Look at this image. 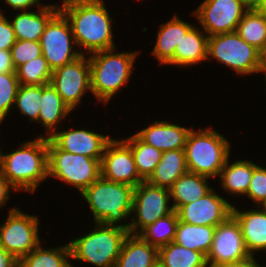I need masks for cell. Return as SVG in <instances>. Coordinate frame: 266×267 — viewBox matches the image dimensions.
<instances>
[{
  "label": "cell",
  "instance_id": "22",
  "mask_svg": "<svg viewBox=\"0 0 266 267\" xmlns=\"http://www.w3.org/2000/svg\"><path fill=\"white\" fill-rule=\"evenodd\" d=\"M193 26L179 18L178 14L159 26L156 43L151 53L158 59L160 65H166L174 57L177 44Z\"/></svg>",
  "mask_w": 266,
  "mask_h": 267
},
{
  "label": "cell",
  "instance_id": "11",
  "mask_svg": "<svg viewBox=\"0 0 266 267\" xmlns=\"http://www.w3.org/2000/svg\"><path fill=\"white\" fill-rule=\"evenodd\" d=\"M40 44L52 71L82 56L74 47L77 45L70 24L60 11L46 25Z\"/></svg>",
  "mask_w": 266,
  "mask_h": 267
},
{
  "label": "cell",
  "instance_id": "46",
  "mask_svg": "<svg viewBox=\"0 0 266 267\" xmlns=\"http://www.w3.org/2000/svg\"><path fill=\"white\" fill-rule=\"evenodd\" d=\"M255 10L266 12V0H260L259 6Z\"/></svg>",
  "mask_w": 266,
  "mask_h": 267
},
{
  "label": "cell",
  "instance_id": "40",
  "mask_svg": "<svg viewBox=\"0 0 266 267\" xmlns=\"http://www.w3.org/2000/svg\"><path fill=\"white\" fill-rule=\"evenodd\" d=\"M40 2L41 0H4V3L13 8L14 11H29V8L32 10L31 8H34V6L39 8L46 6V4L44 5L42 2L40 4Z\"/></svg>",
  "mask_w": 266,
  "mask_h": 267
},
{
  "label": "cell",
  "instance_id": "9",
  "mask_svg": "<svg viewBox=\"0 0 266 267\" xmlns=\"http://www.w3.org/2000/svg\"><path fill=\"white\" fill-rule=\"evenodd\" d=\"M8 216L0 224V245L17 260L29 254L40 243V222L36 215L10 208Z\"/></svg>",
  "mask_w": 266,
  "mask_h": 267
},
{
  "label": "cell",
  "instance_id": "42",
  "mask_svg": "<svg viewBox=\"0 0 266 267\" xmlns=\"http://www.w3.org/2000/svg\"><path fill=\"white\" fill-rule=\"evenodd\" d=\"M15 72L10 50L0 49V74Z\"/></svg>",
  "mask_w": 266,
  "mask_h": 267
},
{
  "label": "cell",
  "instance_id": "30",
  "mask_svg": "<svg viewBox=\"0 0 266 267\" xmlns=\"http://www.w3.org/2000/svg\"><path fill=\"white\" fill-rule=\"evenodd\" d=\"M158 261L163 267H208L206 256L170 242L158 249Z\"/></svg>",
  "mask_w": 266,
  "mask_h": 267
},
{
  "label": "cell",
  "instance_id": "47",
  "mask_svg": "<svg viewBox=\"0 0 266 267\" xmlns=\"http://www.w3.org/2000/svg\"><path fill=\"white\" fill-rule=\"evenodd\" d=\"M260 55H261V59H262L263 63L266 66V42H265V45H264L262 51L260 52Z\"/></svg>",
  "mask_w": 266,
  "mask_h": 267
},
{
  "label": "cell",
  "instance_id": "36",
  "mask_svg": "<svg viewBox=\"0 0 266 267\" xmlns=\"http://www.w3.org/2000/svg\"><path fill=\"white\" fill-rule=\"evenodd\" d=\"M20 86L16 72L0 74V125L6 120L11 108H14L15 98Z\"/></svg>",
  "mask_w": 266,
  "mask_h": 267
},
{
  "label": "cell",
  "instance_id": "29",
  "mask_svg": "<svg viewBox=\"0 0 266 267\" xmlns=\"http://www.w3.org/2000/svg\"><path fill=\"white\" fill-rule=\"evenodd\" d=\"M41 244L19 260L20 267H75L70 261L68 243L48 249Z\"/></svg>",
  "mask_w": 266,
  "mask_h": 267
},
{
  "label": "cell",
  "instance_id": "10",
  "mask_svg": "<svg viewBox=\"0 0 266 267\" xmlns=\"http://www.w3.org/2000/svg\"><path fill=\"white\" fill-rule=\"evenodd\" d=\"M170 190L154 186L147 181L141 182L133 190L132 215L129 233L138 235L145 227L159 218L171 214L174 209Z\"/></svg>",
  "mask_w": 266,
  "mask_h": 267
},
{
  "label": "cell",
  "instance_id": "24",
  "mask_svg": "<svg viewBox=\"0 0 266 267\" xmlns=\"http://www.w3.org/2000/svg\"><path fill=\"white\" fill-rule=\"evenodd\" d=\"M158 261V249L139 235L128 234L114 267H150Z\"/></svg>",
  "mask_w": 266,
  "mask_h": 267
},
{
  "label": "cell",
  "instance_id": "8",
  "mask_svg": "<svg viewBox=\"0 0 266 267\" xmlns=\"http://www.w3.org/2000/svg\"><path fill=\"white\" fill-rule=\"evenodd\" d=\"M101 160L61 150L48 138V177L67 183L80 193L101 176Z\"/></svg>",
  "mask_w": 266,
  "mask_h": 267
},
{
  "label": "cell",
  "instance_id": "1",
  "mask_svg": "<svg viewBox=\"0 0 266 267\" xmlns=\"http://www.w3.org/2000/svg\"><path fill=\"white\" fill-rule=\"evenodd\" d=\"M59 11L68 20L77 48L83 49L82 55L116 48L114 19L104 0H62Z\"/></svg>",
  "mask_w": 266,
  "mask_h": 267
},
{
  "label": "cell",
  "instance_id": "39",
  "mask_svg": "<svg viewBox=\"0 0 266 267\" xmlns=\"http://www.w3.org/2000/svg\"><path fill=\"white\" fill-rule=\"evenodd\" d=\"M15 42L16 37L12 25L0 9V49L10 50Z\"/></svg>",
  "mask_w": 266,
  "mask_h": 267
},
{
  "label": "cell",
  "instance_id": "35",
  "mask_svg": "<svg viewBox=\"0 0 266 267\" xmlns=\"http://www.w3.org/2000/svg\"><path fill=\"white\" fill-rule=\"evenodd\" d=\"M41 100V85H22L20 84L15 103L20 114L27 116L30 123H37Z\"/></svg>",
  "mask_w": 266,
  "mask_h": 267
},
{
  "label": "cell",
  "instance_id": "13",
  "mask_svg": "<svg viewBox=\"0 0 266 267\" xmlns=\"http://www.w3.org/2000/svg\"><path fill=\"white\" fill-rule=\"evenodd\" d=\"M50 84L71 108L80 105L84 94L91 92L89 59L82 55L71 63L53 70Z\"/></svg>",
  "mask_w": 266,
  "mask_h": 267
},
{
  "label": "cell",
  "instance_id": "31",
  "mask_svg": "<svg viewBox=\"0 0 266 267\" xmlns=\"http://www.w3.org/2000/svg\"><path fill=\"white\" fill-rule=\"evenodd\" d=\"M123 140L132 151L139 176L146 181L160 163L163 152L143 142L136 134Z\"/></svg>",
  "mask_w": 266,
  "mask_h": 267
},
{
  "label": "cell",
  "instance_id": "20",
  "mask_svg": "<svg viewBox=\"0 0 266 267\" xmlns=\"http://www.w3.org/2000/svg\"><path fill=\"white\" fill-rule=\"evenodd\" d=\"M59 12V5L46 6L31 11H21L9 19L16 40L40 41L48 22Z\"/></svg>",
  "mask_w": 266,
  "mask_h": 267
},
{
  "label": "cell",
  "instance_id": "37",
  "mask_svg": "<svg viewBox=\"0 0 266 267\" xmlns=\"http://www.w3.org/2000/svg\"><path fill=\"white\" fill-rule=\"evenodd\" d=\"M10 52L15 70L42 55L40 41L16 40Z\"/></svg>",
  "mask_w": 266,
  "mask_h": 267
},
{
  "label": "cell",
  "instance_id": "5",
  "mask_svg": "<svg viewBox=\"0 0 266 267\" xmlns=\"http://www.w3.org/2000/svg\"><path fill=\"white\" fill-rule=\"evenodd\" d=\"M231 144L220 132L211 128L190 130L185 144L189 172L208 178L218 177L230 157Z\"/></svg>",
  "mask_w": 266,
  "mask_h": 267
},
{
  "label": "cell",
  "instance_id": "45",
  "mask_svg": "<svg viewBox=\"0 0 266 267\" xmlns=\"http://www.w3.org/2000/svg\"><path fill=\"white\" fill-rule=\"evenodd\" d=\"M240 1L248 10L256 9L260 3V0H240Z\"/></svg>",
  "mask_w": 266,
  "mask_h": 267
},
{
  "label": "cell",
  "instance_id": "28",
  "mask_svg": "<svg viewBox=\"0 0 266 267\" xmlns=\"http://www.w3.org/2000/svg\"><path fill=\"white\" fill-rule=\"evenodd\" d=\"M215 228L178 221L174 242L207 256L212 246Z\"/></svg>",
  "mask_w": 266,
  "mask_h": 267
},
{
  "label": "cell",
  "instance_id": "7",
  "mask_svg": "<svg viewBox=\"0 0 266 267\" xmlns=\"http://www.w3.org/2000/svg\"><path fill=\"white\" fill-rule=\"evenodd\" d=\"M212 58L225 64L235 71V74L250 75L263 73V63L260 51L248 44L235 31L209 36L207 59Z\"/></svg>",
  "mask_w": 266,
  "mask_h": 267
},
{
  "label": "cell",
  "instance_id": "43",
  "mask_svg": "<svg viewBox=\"0 0 266 267\" xmlns=\"http://www.w3.org/2000/svg\"><path fill=\"white\" fill-rule=\"evenodd\" d=\"M216 267H263V266H261L257 262L256 257L250 255L245 259L236 262L224 263Z\"/></svg>",
  "mask_w": 266,
  "mask_h": 267
},
{
  "label": "cell",
  "instance_id": "21",
  "mask_svg": "<svg viewBox=\"0 0 266 267\" xmlns=\"http://www.w3.org/2000/svg\"><path fill=\"white\" fill-rule=\"evenodd\" d=\"M195 24L177 44L174 57L166 64L179 67L196 66L207 60L209 36Z\"/></svg>",
  "mask_w": 266,
  "mask_h": 267
},
{
  "label": "cell",
  "instance_id": "17",
  "mask_svg": "<svg viewBox=\"0 0 266 267\" xmlns=\"http://www.w3.org/2000/svg\"><path fill=\"white\" fill-rule=\"evenodd\" d=\"M50 139L61 149L69 153L102 159L110 135H103L83 128L57 130Z\"/></svg>",
  "mask_w": 266,
  "mask_h": 267
},
{
  "label": "cell",
  "instance_id": "41",
  "mask_svg": "<svg viewBox=\"0 0 266 267\" xmlns=\"http://www.w3.org/2000/svg\"><path fill=\"white\" fill-rule=\"evenodd\" d=\"M12 192L17 191L16 188L3 176L0 171V210L8 203Z\"/></svg>",
  "mask_w": 266,
  "mask_h": 267
},
{
  "label": "cell",
  "instance_id": "38",
  "mask_svg": "<svg viewBox=\"0 0 266 267\" xmlns=\"http://www.w3.org/2000/svg\"><path fill=\"white\" fill-rule=\"evenodd\" d=\"M245 196L257 206L266 200V168L254 163L252 179Z\"/></svg>",
  "mask_w": 266,
  "mask_h": 267
},
{
  "label": "cell",
  "instance_id": "16",
  "mask_svg": "<svg viewBox=\"0 0 266 267\" xmlns=\"http://www.w3.org/2000/svg\"><path fill=\"white\" fill-rule=\"evenodd\" d=\"M232 207V203L212 189L200 199L182 205L176 212L179 221L192 225L216 227L232 215Z\"/></svg>",
  "mask_w": 266,
  "mask_h": 267
},
{
  "label": "cell",
  "instance_id": "33",
  "mask_svg": "<svg viewBox=\"0 0 266 267\" xmlns=\"http://www.w3.org/2000/svg\"><path fill=\"white\" fill-rule=\"evenodd\" d=\"M178 221V214L174 210L171 214L145 227L138 235L159 249L174 241Z\"/></svg>",
  "mask_w": 266,
  "mask_h": 267
},
{
  "label": "cell",
  "instance_id": "48",
  "mask_svg": "<svg viewBox=\"0 0 266 267\" xmlns=\"http://www.w3.org/2000/svg\"><path fill=\"white\" fill-rule=\"evenodd\" d=\"M259 207L266 213V200L262 202Z\"/></svg>",
  "mask_w": 266,
  "mask_h": 267
},
{
  "label": "cell",
  "instance_id": "32",
  "mask_svg": "<svg viewBox=\"0 0 266 267\" xmlns=\"http://www.w3.org/2000/svg\"><path fill=\"white\" fill-rule=\"evenodd\" d=\"M235 32L261 52L266 42V12L247 10Z\"/></svg>",
  "mask_w": 266,
  "mask_h": 267
},
{
  "label": "cell",
  "instance_id": "34",
  "mask_svg": "<svg viewBox=\"0 0 266 267\" xmlns=\"http://www.w3.org/2000/svg\"><path fill=\"white\" fill-rule=\"evenodd\" d=\"M15 72L22 85H47L50 84L53 71L41 55L19 66Z\"/></svg>",
  "mask_w": 266,
  "mask_h": 267
},
{
  "label": "cell",
  "instance_id": "44",
  "mask_svg": "<svg viewBox=\"0 0 266 267\" xmlns=\"http://www.w3.org/2000/svg\"><path fill=\"white\" fill-rule=\"evenodd\" d=\"M19 260L0 245V267H17Z\"/></svg>",
  "mask_w": 266,
  "mask_h": 267
},
{
  "label": "cell",
  "instance_id": "27",
  "mask_svg": "<svg viewBox=\"0 0 266 267\" xmlns=\"http://www.w3.org/2000/svg\"><path fill=\"white\" fill-rule=\"evenodd\" d=\"M231 163H229L228 157L219 173L221 190H224L227 194L234 195V197H243L246 195L252 179L254 162L251 160H236Z\"/></svg>",
  "mask_w": 266,
  "mask_h": 267
},
{
  "label": "cell",
  "instance_id": "19",
  "mask_svg": "<svg viewBox=\"0 0 266 267\" xmlns=\"http://www.w3.org/2000/svg\"><path fill=\"white\" fill-rule=\"evenodd\" d=\"M241 211L233 204L232 216L239 223L246 250L251 256L266 251V213L259 207Z\"/></svg>",
  "mask_w": 266,
  "mask_h": 267
},
{
  "label": "cell",
  "instance_id": "6",
  "mask_svg": "<svg viewBox=\"0 0 266 267\" xmlns=\"http://www.w3.org/2000/svg\"><path fill=\"white\" fill-rule=\"evenodd\" d=\"M94 229L68 242L72 260L96 267H114L128 230L94 223Z\"/></svg>",
  "mask_w": 266,
  "mask_h": 267
},
{
  "label": "cell",
  "instance_id": "4",
  "mask_svg": "<svg viewBox=\"0 0 266 267\" xmlns=\"http://www.w3.org/2000/svg\"><path fill=\"white\" fill-rule=\"evenodd\" d=\"M116 48L92 53L90 64L91 94L98 102L107 104L132 77L139 51L115 53ZM115 94V95H114Z\"/></svg>",
  "mask_w": 266,
  "mask_h": 267
},
{
  "label": "cell",
  "instance_id": "51",
  "mask_svg": "<svg viewBox=\"0 0 266 267\" xmlns=\"http://www.w3.org/2000/svg\"><path fill=\"white\" fill-rule=\"evenodd\" d=\"M263 75L265 76L264 78H265V85H266V67H265V70L263 72Z\"/></svg>",
  "mask_w": 266,
  "mask_h": 267
},
{
  "label": "cell",
  "instance_id": "2",
  "mask_svg": "<svg viewBox=\"0 0 266 267\" xmlns=\"http://www.w3.org/2000/svg\"><path fill=\"white\" fill-rule=\"evenodd\" d=\"M20 148L3 153L1 173L17 191L34 193L48 177V138L41 133L19 144Z\"/></svg>",
  "mask_w": 266,
  "mask_h": 267
},
{
  "label": "cell",
  "instance_id": "14",
  "mask_svg": "<svg viewBox=\"0 0 266 267\" xmlns=\"http://www.w3.org/2000/svg\"><path fill=\"white\" fill-rule=\"evenodd\" d=\"M249 256L240 225L231 215L215 228L212 246L206 256L208 267L236 262Z\"/></svg>",
  "mask_w": 266,
  "mask_h": 267
},
{
  "label": "cell",
  "instance_id": "23",
  "mask_svg": "<svg viewBox=\"0 0 266 267\" xmlns=\"http://www.w3.org/2000/svg\"><path fill=\"white\" fill-rule=\"evenodd\" d=\"M71 111V108L63 101L51 84L41 85V100L37 123H40L46 130L44 137L50 138L61 125L62 120L71 114Z\"/></svg>",
  "mask_w": 266,
  "mask_h": 267
},
{
  "label": "cell",
  "instance_id": "49",
  "mask_svg": "<svg viewBox=\"0 0 266 267\" xmlns=\"http://www.w3.org/2000/svg\"><path fill=\"white\" fill-rule=\"evenodd\" d=\"M150 267H163L162 264L159 261H156L152 266Z\"/></svg>",
  "mask_w": 266,
  "mask_h": 267
},
{
  "label": "cell",
  "instance_id": "25",
  "mask_svg": "<svg viewBox=\"0 0 266 267\" xmlns=\"http://www.w3.org/2000/svg\"><path fill=\"white\" fill-rule=\"evenodd\" d=\"M209 179L189 171L180 176L169 189L173 209L177 211L182 205L190 204L208 194L212 190L208 185Z\"/></svg>",
  "mask_w": 266,
  "mask_h": 267
},
{
  "label": "cell",
  "instance_id": "12",
  "mask_svg": "<svg viewBox=\"0 0 266 267\" xmlns=\"http://www.w3.org/2000/svg\"><path fill=\"white\" fill-rule=\"evenodd\" d=\"M247 10L240 0H204L192 15L202 30L212 36L236 31Z\"/></svg>",
  "mask_w": 266,
  "mask_h": 267
},
{
  "label": "cell",
  "instance_id": "15",
  "mask_svg": "<svg viewBox=\"0 0 266 267\" xmlns=\"http://www.w3.org/2000/svg\"><path fill=\"white\" fill-rule=\"evenodd\" d=\"M101 176L109 181L136 187L144 180L139 176L129 145L112 138L106 145L101 160Z\"/></svg>",
  "mask_w": 266,
  "mask_h": 267
},
{
  "label": "cell",
  "instance_id": "50",
  "mask_svg": "<svg viewBox=\"0 0 266 267\" xmlns=\"http://www.w3.org/2000/svg\"><path fill=\"white\" fill-rule=\"evenodd\" d=\"M2 145H0V169H1V159H2V148H1Z\"/></svg>",
  "mask_w": 266,
  "mask_h": 267
},
{
  "label": "cell",
  "instance_id": "18",
  "mask_svg": "<svg viewBox=\"0 0 266 267\" xmlns=\"http://www.w3.org/2000/svg\"><path fill=\"white\" fill-rule=\"evenodd\" d=\"M192 128L183 127L170 121H157L135 133L143 142L162 152L185 149L187 136Z\"/></svg>",
  "mask_w": 266,
  "mask_h": 267
},
{
  "label": "cell",
  "instance_id": "26",
  "mask_svg": "<svg viewBox=\"0 0 266 267\" xmlns=\"http://www.w3.org/2000/svg\"><path fill=\"white\" fill-rule=\"evenodd\" d=\"M188 172L184 149L168 150L162 153L161 161L146 180L148 183L170 189L173 183Z\"/></svg>",
  "mask_w": 266,
  "mask_h": 267
},
{
  "label": "cell",
  "instance_id": "3",
  "mask_svg": "<svg viewBox=\"0 0 266 267\" xmlns=\"http://www.w3.org/2000/svg\"><path fill=\"white\" fill-rule=\"evenodd\" d=\"M134 187L113 182L100 176L82 193V197L89 205L94 223L122 227L129 232L132 216ZM123 220L126 223L120 224ZM120 222V223H119Z\"/></svg>",
  "mask_w": 266,
  "mask_h": 267
}]
</instances>
